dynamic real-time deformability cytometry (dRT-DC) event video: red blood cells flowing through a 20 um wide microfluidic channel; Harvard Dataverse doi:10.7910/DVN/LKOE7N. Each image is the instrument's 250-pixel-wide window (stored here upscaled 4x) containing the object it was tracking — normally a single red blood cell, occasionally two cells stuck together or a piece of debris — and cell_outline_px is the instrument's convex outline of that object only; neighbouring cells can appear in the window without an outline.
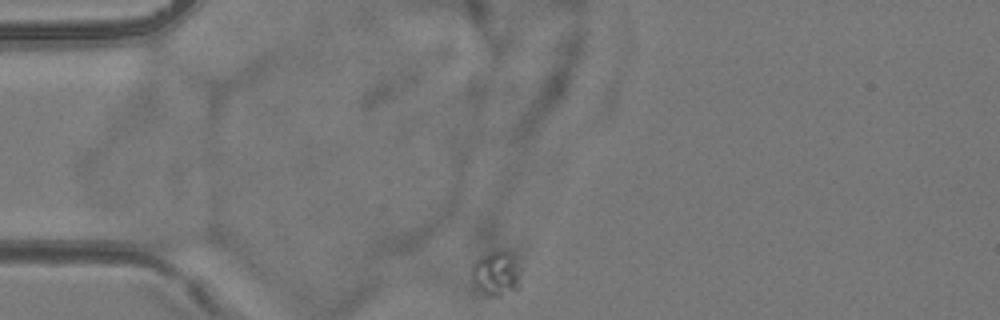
{"species": "common noctule bat (a hibernating species)", "species_latin": "Nyctalus noctula", "temperature_condition": "room temperature", "stored_images_in_passage": 1, "camera_frame_rate_fps": 3000, "um_per_image_px": 0.085, "animal": {"sex": "female", "body_mass_g": 24.6, "forearm_length_mm": 56.2}, "frame": {"image": 1, "passage_image": 1, "time_ms": 0.0, "image_size_px": [1000, 320], "cell_outline_px": [[520, 288], [516, 292], [500, 296], [492, 296], [484, 292], [472, 276], [472, 260], [488, 252], [500, 248], [508, 248], [516, 272]], "centroid_in_image_um": [42.15, 23.2], "position_along_channel_um": 42.9, "area_um2": 12.37}}